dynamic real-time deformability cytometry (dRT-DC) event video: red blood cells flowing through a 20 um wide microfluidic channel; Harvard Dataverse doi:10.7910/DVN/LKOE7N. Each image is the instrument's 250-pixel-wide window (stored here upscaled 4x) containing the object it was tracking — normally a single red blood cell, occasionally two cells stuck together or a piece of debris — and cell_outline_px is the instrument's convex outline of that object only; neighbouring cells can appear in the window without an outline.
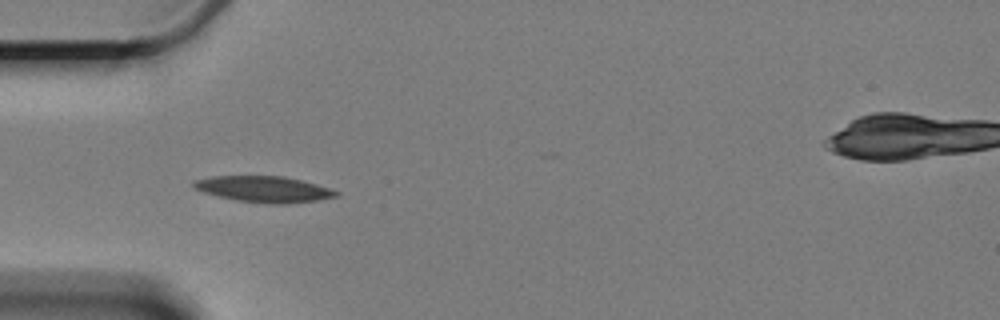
{"species": "Egyptian fruit bat (a non-hibernating species)", "species_latin": "Rousettus aegyptiacus", "temperature_condition": "cold", "stored_images_in_passage": 5, "camera_frame_rate_fps": 3000, "um_per_image_px": 0.085, "animal": {"sex": "female"}, "frame": {"image": 1, "passage_image": 4, "time_ms": 4.667, "image_size_px": [1000, 320], "cell_outline_px": [[340, 196], [320, 200], [288, 204], [272, 204], [236, 200], [204, 192], [192, 188], [192, 180], [212, 176], [284, 176], [304, 180], [332, 188], [340, 192]], "centroid_in_image_um": [22.5, 16.07], "position_along_channel_um": 62.5, "area_um2": 22.02}}
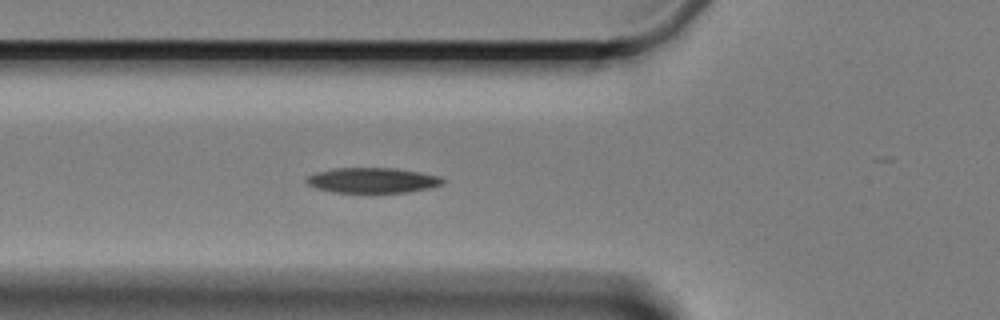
{"frame": {"image": 2, "passage_image": 5, "time_ms": 5.667, "image_size_px": [1000, 320], "cell_outline_px": [[448, 180], [444, 184], [428, 188], [408, 192], [332, 192], [316, 188], [308, 184], [304, 180], [308, 176], [316, 172], [332, 168], [392, 168], [420, 172], [440, 176]], "centroid_in_image_um": [31.68, 15.32], "position_along_channel_um": 94.1, "area_um2": 20.11}}